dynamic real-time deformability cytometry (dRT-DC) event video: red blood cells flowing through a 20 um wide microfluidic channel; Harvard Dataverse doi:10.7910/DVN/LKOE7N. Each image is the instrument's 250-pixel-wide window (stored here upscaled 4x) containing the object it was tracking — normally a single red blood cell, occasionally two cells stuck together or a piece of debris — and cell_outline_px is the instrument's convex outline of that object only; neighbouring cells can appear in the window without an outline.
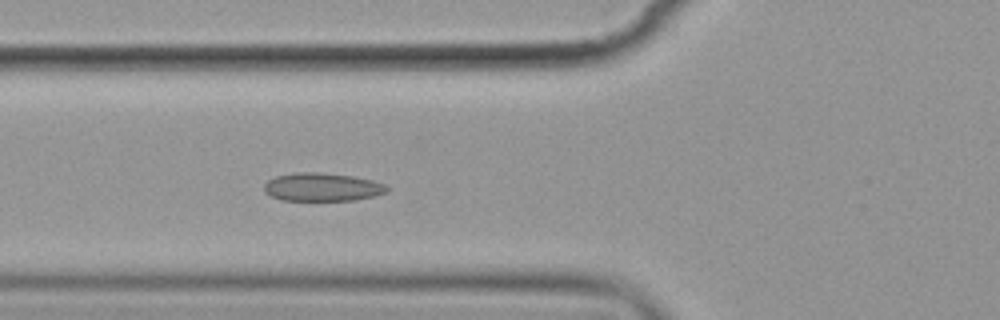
{"species": "common noctule bat (a hibernating species)", "species_latin": "Nyctalus noctula", "temperature_condition": "cold", "stored_images_in_passage": 4, "camera_frame_rate_fps": 3000, "um_per_image_px": 0.085, "animal": {"sex": "female", "body_mass_g": 19.9}, "frame": {"image": 1, "passage_image": 4, "time_ms": 3.667, "image_size_px": [1000, 320], "cell_outline_px": [[388, 192], [372, 196], [352, 200], [280, 200], [264, 192], [264, 184], [268, 180], [276, 176], [296, 172], [320, 172], [352, 176], [372, 180], [384, 184], [388, 188]], "centroid_in_image_um": [27.36, 15.89], "position_along_channel_um": 98.4, "area_um2": 20.11}}